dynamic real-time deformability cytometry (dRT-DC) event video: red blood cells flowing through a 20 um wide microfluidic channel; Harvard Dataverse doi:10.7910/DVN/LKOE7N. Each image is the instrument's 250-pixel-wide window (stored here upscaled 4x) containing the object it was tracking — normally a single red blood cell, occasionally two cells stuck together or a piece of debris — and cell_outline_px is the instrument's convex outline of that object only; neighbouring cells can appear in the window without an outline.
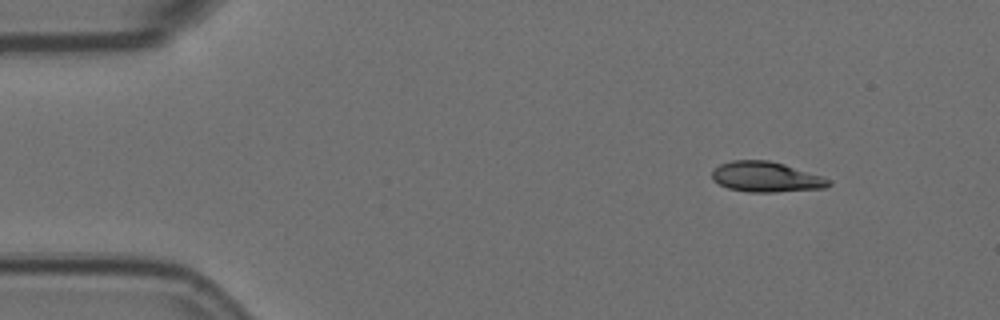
{"species": "Egyptian fruit bat (a non-hibernating species)", "species_latin": "Rousettus aegyptiacus", "temperature_condition": "room temperature", "stored_images_in_passage": 5, "camera_frame_rate_fps": 3000, "um_per_image_px": 0.085, "animal": {"sex": "female"}, "frame": {"image": 1, "passage_image": 1, "time_ms": 0.0, "image_size_px": [1000, 320], "cell_outline_px": [[832, 184], [824, 188], [776, 192], [748, 192], [728, 188], [712, 180], [712, 172], [720, 164], [732, 160], [768, 160], [784, 164], [824, 176], [832, 180]], "centroid_in_image_um": [65.15, 15.04], "position_along_channel_um": 19.8, "area_um2": 20.69}}
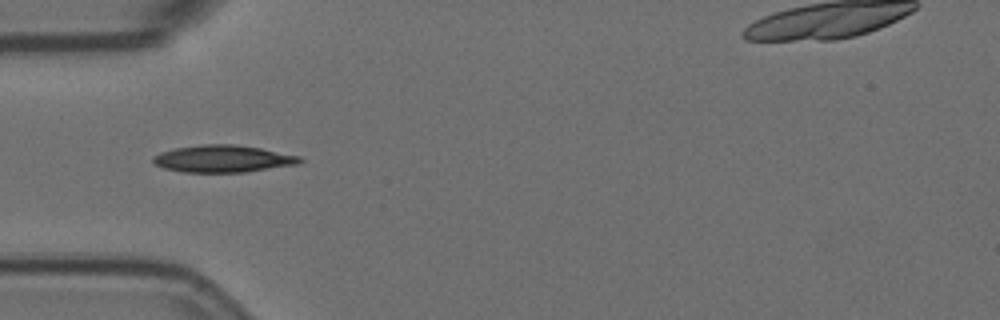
{"frame": {"image": 2, "passage_image": 4, "time_ms": 1.0, "image_size_px": [1000, 320], "cell_outline_px": [[304, 160], [296, 164], [244, 172], [184, 172], [164, 168], [156, 164], [152, 160], [152, 156], [160, 152], [176, 148], [200, 144], [232, 144], [260, 148], [300, 156]], "centroid_in_image_um": [18.92, 13.49], "position_along_channel_um": 66.1, "area_um2": 23.0}}
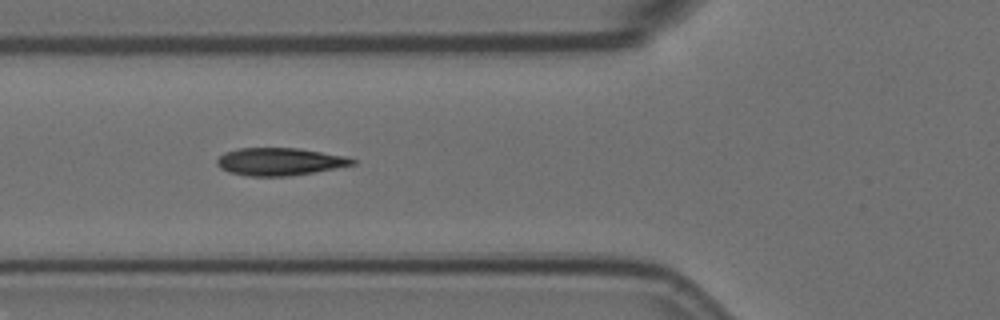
{"frame": {"image": 3, "passage_image": 5, "time_ms": 1.333, "image_size_px": [1000, 320], "cell_outline_px": [[356, 164], [292, 176], [248, 176], [228, 172], [220, 168], [216, 164], [216, 160], [224, 152], [240, 148], [296, 148], [344, 156], [356, 160]], "centroid_in_image_um": [23.73, 13.74], "position_along_channel_um": 102.1, "area_um2": 21.68}}